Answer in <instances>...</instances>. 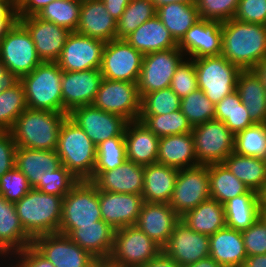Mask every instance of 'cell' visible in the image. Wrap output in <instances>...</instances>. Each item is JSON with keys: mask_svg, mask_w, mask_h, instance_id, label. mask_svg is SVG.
Here are the masks:
<instances>
[{"mask_svg": "<svg viewBox=\"0 0 266 267\" xmlns=\"http://www.w3.org/2000/svg\"><path fill=\"white\" fill-rule=\"evenodd\" d=\"M221 55L241 70L252 69L266 58V25L235 18L222 22Z\"/></svg>", "mask_w": 266, "mask_h": 267, "instance_id": "1", "label": "cell"}, {"mask_svg": "<svg viewBox=\"0 0 266 267\" xmlns=\"http://www.w3.org/2000/svg\"><path fill=\"white\" fill-rule=\"evenodd\" d=\"M67 113L27 108L9 131L17 147L56 150L61 125Z\"/></svg>", "mask_w": 266, "mask_h": 267, "instance_id": "2", "label": "cell"}, {"mask_svg": "<svg viewBox=\"0 0 266 267\" xmlns=\"http://www.w3.org/2000/svg\"><path fill=\"white\" fill-rule=\"evenodd\" d=\"M56 152L61 165L79 181L92 179L96 163V145L69 116L61 125Z\"/></svg>", "mask_w": 266, "mask_h": 267, "instance_id": "3", "label": "cell"}, {"mask_svg": "<svg viewBox=\"0 0 266 267\" xmlns=\"http://www.w3.org/2000/svg\"><path fill=\"white\" fill-rule=\"evenodd\" d=\"M62 203L63 197L32 188L15 206L25 231L35 238L59 232Z\"/></svg>", "mask_w": 266, "mask_h": 267, "instance_id": "4", "label": "cell"}, {"mask_svg": "<svg viewBox=\"0 0 266 267\" xmlns=\"http://www.w3.org/2000/svg\"><path fill=\"white\" fill-rule=\"evenodd\" d=\"M62 75L57 62H41L31 73L21 77L27 108L62 112Z\"/></svg>", "mask_w": 266, "mask_h": 267, "instance_id": "5", "label": "cell"}, {"mask_svg": "<svg viewBox=\"0 0 266 267\" xmlns=\"http://www.w3.org/2000/svg\"><path fill=\"white\" fill-rule=\"evenodd\" d=\"M102 220L99 190L89 180L78 181L63 197L59 233L68 235L79 225H97Z\"/></svg>", "mask_w": 266, "mask_h": 267, "instance_id": "6", "label": "cell"}, {"mask_svg": "<svg viewBox=\"0 0 266 267\" xmlns=\"http://www.w3.org/2000/svg\"><path fill=\"white\" fill-rule=\"evenodd\" d=\"M198 88L214 104L236 90L241 69L224 56H210L194 59Z\"/></svg>", "mask_w": 266, "mask_h": 267, "instance_id": "7", "label": "cell"}, {"mask_svg": "<svg viewBox=\"0 0 266 267\" xmlns=\"http://www.w3.org/2000/svg\"><path fill=\"white\" fill-rule=\"evenodd\" d=\"M161 251L162 248L136 225L127 226L115 231L107 262L116 267H141Z\"/></svg>", "mask_w": 266, "mask_h": 267, "instance_id": "8", "label": "cell"}, {"mask_svg": "<svg viewBox=\"0 0 266 267\" xmlns=\"http://www.w3.org/2000/svg\"><path fill=\"white\" fill-rule=\"evenodd\" d=\"M191 133L200 165L222 163L234 151L235 135L222 121H207L193 127Z\"/></svg>", "mask_w": 266, "mask_h": 267, "instance_id": "9", "label": "cell"}, {"mask_svg": "<svg viewBox=\"0 0 266 267\" xmlns=\"http://www.w3.org/2000/svg\"><path fill=\"white\" fill-rule=\"evenodd\" d=\"M0 60L19 79L31 73L42 62L30 33L19 21L0 42Z\"/></svg>", "mask_w": 266, "mask_h": 267, "instance_id": "10", "label": "cell"}, {"mask_svg": "<svg viewBox=\"0 0 266 267\" xmlns=\"http://www.w3.org/2000/svg\"><path fill=\"white\" fill-rule=\"evenodd\" d=\"M183 57L184 53L178 47L145 54L137 82L140 98L170 87L175 70Z\"/></svg>", "mask_w": 266, "mask_h": 267, "instance_id": "11", "label": "cell"}, {"mask_svg": "<svg viewBox=\"0 0 266 267\" xmlns=\"http://www.w3.org/2000/svg\"><path fill=\"white\" fill-rule=\"evenodd\" d=\"M105 112L137 121L141 112V98L137 83L108 80L103 78L92 104Z\"/></svg>", "mask_w": 266, "mask_h": 267, "instance_id": "12", "label": "cell"}, {"mask_svg": "<svg viewBox=\"0 0 266 267\" xmlns=\"http://www.w3.org/2000/svg\"><path fill=\"white\" fill-rule=\"evenodd\" d=\"M210 198L207 165L199 164L179 170L169 203L179 217Z\"/></svg>", "mask_w": 266, "mask_h": 267, "instance_id": "13", "label": "cell"}, {"mask_svg": "<svg viewBox=\"0 0 266 267\" xmlns=\"http://www.w3.org/2000/svg\"><path fill=\"white\" fill-rule=\"evenodd\" d=\"M143 54L124 39L106 42L100 72L108 80L137 83Z\"/></svg>", "mask_w": 266, "mask_h": 267, "instance_id": "14", "label": "cell"}, {"mask_svg": "<svg viewBox=\"0 0 266 267\" xmlns=\"http://www.w3.org/2000/svg\"><path fill=\"white\" fill-rule=\"evenodd\" d=\"M32 246L55 267H94L99 262L59 232L33 238Z\"/></svg>", "mask_w": 266, "mask_h": 267, "instance_id": "15", "label": "cell"}, {"mask_svg": "<svg viewBox=\"0 0 266 267\" xmlns=\"http://www.w3.org/2000/svg\"><path fill=\"white\" fill-rule=\"evenodd\" d=\"M68 116L84 130L96 146L107 139L124 136L129 122L123 116L105 112L93 105L74 108Z\"/></svg>", "mask_w": 266, "mask_h": 267, "instance_id": "16", "label": "cell"}, {"mask_svg": "<svg viewBox=\"0 0 266 267\" xmlns=\"http://www.w3.org/2000/svg\"><path fill=\"white\" fill-rule=\"evenodd\" d=\"M106 42L71 32L57 61L62 71L100 69Z\"/></svg>", "mask_w": 266, "mask_h": 267, "instance_id": "17", "label": "cell"}, {"mask_svg": "<svg viewBox=\"0 0 266 267\" xmlns=\"http://www.w3.org/2000/svg\"><path fill=\"white\" fill-rule=\"evenodd\" d=\"M162 251L180 266H187L209 257V236L195 232L179 219Z\"/></svg>", "mask_w": 266, "mask_h": 267, "instance_id": "18", "label": "cell"}, {"mask_svg": "<svg viewBox=\"0 0 266 267\" xmlns=\"http://www.w3.org/2000/svg\"><path fill=\"white\" fill-rule=\"evenodd\" d=\"M102 80L100 69L80 72L63 71L62 113L69 114L79 106L92 105Z\"/></svg>", "mask_w": 266, "mask_h": 267, "instance_id": "19", "label": "cell"}, {"mask_svg": "<svg viewBox=\"0 0 266 267\" xmlns=\"http://www.w3.org/2000/svg\"><path fill=\"white\" fill-rule=\"evenodd\" d=\"M18 21L30 33L40 60L57 62L71 32L53 22L42 20L37 15L18 17Z\"/></svg>", "mask_w": 266, "mask_h": 267, "instance_id": "20", "label": "cell"}, {"mask_svg": "<svg viewBox=\"0 0 266 267\" xmlns=\"http://www.w3.org/2000/svg\"><path fill=\"white\" fill-rule=\"evenodd\" d=\"M102 219L115 230L134 226L144 204L142 195L99 190Z\"/></svg>", "mask_w": 266, "mask_h": 267, "instance_id": "21", "label": "cell"}, {"mask_svg": "<svg viewBox=\"0 0 266 267\" xmlns=\"http://www.w3.org/2000/svg\"><path fill=\"white\" fill-rule=\"evenodd\" d=\"M221 45L222 22L200 19L186 32L178 48L196 59L221 55Z\"/></svg>", "mask_w": 266, "mask_h": 267, "instance_id": "22", "label": "cell"}, {"mask_svg": "<svg viewBox=\"0 0 266 267\" xmlns=\"http://www.w3.org/2000/svg\"><path fill=\"white\" fill-rule=\"evenodd\" d=\"M144 166L130 160L103 172H93L90 180L97 190L141 195L143 191Z\"/></svg>", "mask_w": 266, "mask_h": 267, "instance_id": "23", "label": "cell"}, {"mask_svg": "<svg viewBox=\"0 0 266 267\" xmlns=\"http://www.w3.org/2000/svg\"><path fill=\"white\" fill-rule=\"evenodd\" d=\"M179 219L167 203L144 202L136 226L163 249Z\"/></svg>", "mask_w": 266, "mask_h": 267, "instance_id": "24", "label": "cell"}, {"mask_svg": "<svg viewBox=\"0 0 266 267\" xmlns=\"http://www.w3.org/2000/svg\"><path fill=\"white\" fill-rule=\"evenodd\" d=\"M117 20L106 10L102 0L81 1L80 18L75 32L109 42L116 39Z\"/></svg>", "mask_w": 266, "mask_h": 267, "instance_id": "25", "label": "cell"}, {"mask_svg": "<svg viewBox=\"0 0 266 267\" xmlns=\"http://www.w3.org/2000/svg\"><path fill=\"white\" fill-rule=\"evenodd\" d=\"M115 231L102 219L97 221V225H79L67 236L100 262L109 259Z\"/></svg>", "mask_w": 266, "mask_h": 267, "instance_id": "26", "label": "cell"}, {"mask_svg": "<svg viewBox=\"0 0 266 267\" xmlns=\"http://www.w3.org/2000/svg\"><path fill=\"white\" fill-rule=\"evenodd\" d=\"M124 139L127 160L142 166L156 163L160 138L141 121L127 123Z\"/></svg>", "mask_w": 266, "mask_h": 267, "instance_id": "27", "label": "cell"}, {"mask_svg": "<svg viewBox=\"0 0 266 267\" xmlns=\"http://www.w3.org/2000/svg\"><path fill=\"white\" fill-rule=\"evenodd\" d=\"M33 238L25 231L17 216L15 203L0 195V254L8 256L32 245ZM8 254V255H7Z\"/></svg>", "mask_w": 266, "mask_h": 267, "instance_id": "28", "label": "cell"}, {"mask_svg": "<svg viewBox=\"0 0 266 267\" xmlns=\"http://www.w3.org/2000/svg\"><path fill=\"white\" fill-rule=\"evenodd\" d=\"M209 256L222 267H242L247 254L241 231L225 226L209 236Z\"/></svg>", "mask_w": 266, "mask_h": 267, "instance_id": "29", "label": "cell"}, {"mask_svg": "<svg viewBox=\"0 0 266 267\" xmlns=\"http://www.w3.org/2000/svg\"><path fill=\"white\" fill-rule=\"evenodd\" d=\"M156 163L177 168L178 170L199 165L192 133L161 137L159 139Z\"/></svg>", "mask_w": 266, "mask_h": 267, "instance_id": "30", "label": "cell"}, {"mask_svg": "<svg viewBox=\"0 0 266 267\" xmlns=\"http://www.w3.org/2000/svg\"><path fill=\"white\" fill-rule=\"evenodd\" d=\"M179 170L164 164L154 163L144 166V202L170 203Z\"/></svg>", "mask_w": 266, "mask_h": 267, "instance_id": "31", "label": "cell"}, {"mask_svg": "<svg viewBox=\"0 0 266 267\" xmlns=\"http://www.w3.org/2000/svg\"><path fill=\"white\" fill-rule=\"evenodd\" d=\"M124 40L143 55L178 47V43L157 15L140 25Z\"/></svg>", "mask_w": 266, "mask_h": 267, "instance_id": "32", "label": "cell"}, {"mask_svg": "<svg viewBox=\"0 0 266 267\" xmlns=\"http://www.w3.org/2000/svg\"><path fill=\"white\" fill-rule=\"evenodd\" d=\"M262 195L254 190L236 196L223 204L226 226L237 231L247 230L260 218Z\"/></svg>", "mask_w": 266, "mask_h": 267, "instance_id": "33", "label": "cell"}, {"mask_svg": "<svg viewBox=\"0 0 266 267\" xmlns=\"http://www.w3.org/2000/svg\"><path fill=\"white\" fill-rule=\"evenodd\" d=\"M15 166L27 177L32 188H35L47 170L61 166V160L56 150L17 147Z\"/></svg>", "mask_w": 266, "mask_h": 267, "instance_id": "34", "label": "cell"}, {"mask_svg": "<svg viewBox=\"0 0 266 267\" xmlns=\"http://www.w3.org/2000/svg\"><path fill=\"white\" fill-rule=\"evenodd\" d=\"M236 91L252 121L255 124L266 123V91L252 69L240 71Z\"/></svg>", "mask_w": 266, "mask_h": 267, "instance_id": "35", "label": "cell"}, {"mask_svg": "<svg viewBox=\"0 0 266 267\" xmlns=\"http://www.w3.org/2000/svg\"><path fill=\"white\" fill-rule=\"evenodd\" d=\"M222 163L250 190H254L260 195L265 192V159L243 156L233 151Z\"/></svg>", "mask_w": 266, "mask_h": 267, "instance_id": "36", "label": "cell"}, {"mask_svg": "<svg viewBox=\"0 0 266 267\" xmlns=\"http://www.w3.org/2000/svg\"><path fill=\"white\" fill-rule=\"evenodd\" d=\"M180 219L195 232L208 236L226 226L223 204L211 198L186 212Z\"/></svg>", "mask_w": 266, "mask_h": 267, "instance_id": "37", "label": "cell"}, {"mask_svg": "<svg viewBox=\"0 0 266 267\" xmlns=\"http://www.w3.org/2000/svg\"><path fill=\"white\" fill-rule=\"evenodd\" d=\"M156 15L160 18L163 25L171 33L177 43H179L186 32L200 20L196 4L169 3L158 7Z\"/></svg>", "mask_w": 266, "mask_h": 267, "instance_id": "38", "label": "cell"}, {"mask_svg": "<svg viewBox=\"0 0 266 267\" xmlns=\"http://www.w3.org/2000/svg\"><path fill=\"white\" fill-rule=\"evenodd\" d=\"M207 166L211 199L224 204L250 190L223 163H213Z\"/></svg>", "mask_w": 266, "mask_h": 267, "instance_id": "39", "label": "cell"}, {"mask_svg": "<svg viewBox=\"0 0 266 267\" xmlns=\"http://www.w3.org/2000/svg\"><path fill=\"white\" fill-rule=\"evenodd\" d=\"M215 120L222 121L234 135L255 124L236 90L215 104Z\"/></svg>", "mask_w": 266, "mask_h": 267, "instance_id": "40", "label": "cell"}, {"mask_svg": "<svg viewBox=\"0 0 266 267\" xmlns=\"http://www.w3.org/2000/svg\"><path fill=\"white\" fill-rule=\"evenodd\" d=\"M81 1L54 0L47 4L37 16L45 21L53 22L70 32H75L79 23Z\"/></svg>", "mask_w": 266, "mask_h": 267, "instance_id": "41", "label": "cell"}, {"mask_svg": "<svg viewBox=\"0 0 266 267\" xmlns=\"http://www.w3.org/2000/svg\"><path fill=\"white\" fill-rule=\"evenodd\" d=\"M156 10L151 0H131L117 20L116 39H125L140 25L154 17Z\"/></svg>", "mask_w": 266, "mask_h": 267, "instance_id": "42", "label": "cell"}, {"mask_svg": "<svg viewBox=\"0 0 266 267\" xmlns=\"http://www.w3.org/2000/svg\"><path fill=\"white\" fill-rule=\"evenodd\" d=\"M27 109L25 93L19 81L0 94V132H9L16 119Z\"/></svg>", "mask_w": 266, "mask_h": 267, "instance_id": "43", "label": "cell"}, {"mask_svg": "<svg viewBox=\"0 0 266 267\" xmlns=\"http://www.w3.org/2000/svg\"><path fill=\"white\" fill-rule=\"evenodd\" d=\"M138 120L159 138L192 131V126L180 109L166 115H140Z\"/></svg>", "mask_w": 266, "mask_h": 267, "instance_id": "44", "label": "cell"}, {"mask_svg": "<svg viewBox=\"0 0 266 267\" xmlns=\"http://www.w3.org/2000/svg\"><path fill=\"white\" fill-rule=\"evenodd\" d=\"M234 152L243 156L266 158V123H256L235 135Z\"/></svg>", "mask_w": 266, "mask_h": 267, "instance_id": "45", "label": "cell"}, {"mask_svg": "<svg viewBox=\"0 0 266 267\" xmlns=\"http://www.w3.org/2000/svg\"><path fill=\"white\" fill-rule=\"evenodd\" d=\"M180 110L192 128L215 119V104L199 88L181 99Z\"/></svg>", "mask_w": 266, "mask_h": 267, "instance_id": "46", "label": "cell"}, {"mask_svg": "<svg viewBox=\"0 0 266 267\" xmlns=\"http://www.w3.org/2000/svg\"><path fill=\"white\" fill-rule=\"evenodd\" d=\"M96 163L93 172H103L122 165L126 158L124 136L107 139L96 146Z\"/></svg>", "mask_w": 266, "mask_h": 267, "instance_id": "47", "label": "cell"}, {"mask_svg": "<svg viewBox=\"0 0 266 267\" xmlns=\"http://www.w3.org/2000/svg\"><path fill=\"white\" fill-rule=\"evenodd\" d=\"M181 99L168 87L141 98L140 115H166L180 109Z\"/></svg>", "mask_w": 266, "mask_h": 267, "instance_id": "48", "label": "cell"}, {"mask_svg": "<svg viewBox=\"0 0 266 267\" xmlns=\"http://www.w3.org/2000/svg\"><path fill=\"white\" fill-rule=\"evenodd\" d=\"M78 181L64 165H61L55 170H47L35 189L42 193L64 197Z\"/></svg>", "mask_w": 266, "mask_h": 267, "instance_id": "49", "label": "cell"}, {"mask_svg": "<svg viewBox=\"0 0 266 267\" xmlns=\"http://www.w3.org/2000/svg\"><path fill=\"white\" fill-rule=\"evenodd\" d=\"M239 0H196L200 19L228 21L234 18Z\"/></svg>", "mask_w": 266, "mask_h": 267, "instance_id": "50", "label": "cell"}, {"mask_svg": "<svg viewBox=\"0 0 266 267\" xmlns=\"http://www.w3.org/2000/svg\"><path fill=\"white\" fill-rule=\"evenodd\" d=\"M31 189L27 177L16 166L0 177V195L9 202H18Z\"/></svg>", "mask_w": 266, "mask_h": 267, "instance_id": "51", "label": "cell"}, {"mask_svg": "<svg viewBox=\"0 0 266 267\" xmlns=\"http://www.w3.org/2000/svg\"><path fill=\"white\" fill-rule=\"evenodd\" d=\"M170 88L180 99H183L198 89L194 59L188 58L186 60L184 58V60H182L175 70Z\"/></svg>", "mask_w": 266, "mask_h": 267, "instance_id": "52", "label": "cell"}, {"mask_svg": "<svg viewBox=\"0 0 266 267\" xmlns=\"http://www.w3.org/2000/svg\"><path fill=\"white\" fill-rule=\"evenodd\" d=\"M241 234L247 256L266 254V223L261 217Z\"/></svg>", "mask_w": 266, "mask_h": 267, "instance_id": "53", "label": "cell"}, {"mask_svg": "<svg viewBox=\"0 0 266 267\" xmlns=\"http://www.w3.org/2000/svg\"><path fill=\"white\" fill-rule=\"evenodd\" d=\"M235 19L266 25V0H239Z\"/></svg>", "mask_w": 266, "mask_h": 267, "instance_id": "54", "label": "cell"}, {"mask_svg": "<svg viewBox=\"0 0 266 267\" xmlns=\"http://www.w3.org/2000/svg\"><path fill=\"white\" fill-rule=\"evenodd\" d=\"M17 145L10 132H0V177L15 167Z\"/></svg>", "mask_w": 266, "mask_h": 267, "instance_id": "55", "label": "cell"}, {"mask_svg": "<svg viewBox=\"0 0 266 267\" xmlns=\"http://www.w3.org/2000/svg\"><path fill=\"white\" fill-rule=\"evenodd\" d=\"M13 255H16L20 259L16 261L18 263L14 267H55L52 262L47 260L32 245L27 246Z\"/></svg>", "mask_w": 266, "mask_h": 267, "instance_id": "56", "label": "cell"}, {"mask_svg": "<svg viewBox=\"0 0 266 267\" xmlns=\"http://www.w3.org/2000/svg\"><path fill=\"white\" fill-rule=\"evenodd\" d=\"M54 0H20L17 3L18 17L37 15L47 4Z\"/></svg>", "mask_w": 266, "mask_h": 267, "instance_id": "57", "label": "cell"}, {"mask_svg": "<svg viewBox=\"0 0 266 267\" xmlns=\"http://www.w3.org/2000/svg\"><path fill=\"white\" fill-rule=\"evenodd\" d=\"M20 79L10 72L4 63L0 60V94L6 89L15 86Z\"/></svg>", "mask_w": 266, "mask_h": 267, "instance_id": "58", "label": "cell"}, {"mask_svg": "<svg viewBox=\"0 0 266 267\" xmlns=\"http://www.w3.org/2000/svg\"><path fill=\"white\" fill-rule=\"evenodd\" d=\"M105 4L107 12L116 20H118L125 8L131 0H102Z\"/></svg>", "mask_w": 266, "mask_h": 267, "instance_id": "59", "label": "cell"}, {"mask_svg": "<svg viewBox=\"0 0 266 267\" xmlns=\"http://www.w3.org/2000/svg\"><path fill=\"white\" fill-rule=\"evenodd\" d=\"M141 267H182L173 258L161 251L155 258Z\"/></svg>", "mask_w": 266, "mask_h": 267, "instance_id": "60", "label": "cell"}, {"mask_svg": "<svg viewBox=\"0 0 266 267\" xmlns=\"http://www.w3.org/2000/svg\"><path fill=\"white\" fill-rule=\"evenodd\" d=\"M0 19H18L15 0H0Z\"/></svg>", "mask_w": 266, "mask_h": 267, "instance_id": "61", "label": "cell"}, {"mask_svg": "<svg viewBox=\"0 0 266 267\" xmlns=\"http://www.w3.org/2000/svg\"><path fill=\"white\" fill-rule=\"evenodd\" d=\"M242 267H266V254L247 256Z\"/></svg>", "mask_w": 266, "mask_h": 267, "instance_id": "62", "label": "cell"}, {"mask_svg": "<svg viewBox=\"0 0 266 267\" xmlns=\"http://www.w3.org/2000/svg\"><path fill=\"white\" fill-rule=\"evenodd\" d=\"M253 72L259 77L266 91V58L259 61L253 68Z\"/></svg>", "mask_w": 266, "mask_h": 267, "instance_id": "63", "label": "cell"}, {"mask_svg": "<svg viewBox=\"0 0 266 267\" xmlns=\"http://www.w3.org/2000/svg\"><path fill=\"white\" fill-rule=\"evenodd\" d=\"M18 19H0V42Z\"/></svg>", "mask_w": 266, "mask_h": 267, "instance_id": "64", "label": "cell"}, {"mask_svg": "<svg viewBox=\"0 0 266 267\" xmlns=\"http://www.w3.org/2000/svg\"><path fill=\"white\" fill-rule=\"evenodd\" d=\"M182 267H222L212 257L201 259L193 264Z\"/></svg>", "mask_w": 266, "mask_h": 267, "instance_id": "65", "label": "cell"}, {"mask_svg": "<svg viewBox=\"0 0 266 267\" xmlns=\"http://www.w3.org/2000/svg\"><path fill=\"white\" fill-rule=\"evenodd\" d=\"M154 3L155 8L157 9L160 6L167 5L169 3H186V4H196V0H151Z\"/></svg>", "mask_w": 266, "mask_h": 267, "instance_id": "66", "label": "cell"}, {"mask_svg": "<svg viewBox=\"0 0 266 267\" xmlns=\"http://www.w3.org/2000/svg\"><path fill=\"white\" fill-rule=\"evenodd\" d=\"M260 217L266 223V203L263 200H262V203H261Z\"/></svg>", "mask_w": 266, "mask_h": 267, "instance_id": "67", "label": "cell"}, {"mask_svg": "<svg viewBox=\"0 0 266 267\" xmlns=\"http://www.w3.org/2000/svg\"><path fill=\"white\" fill-rule=\"evenodd\" d=\"M94 267H116V266H112L107 261H100Z\"/></svg>", "mask_w": 266, "mask_h": 267, "instance_id": "68", "label": "cell"}, {"mask_svg": "<svg viewBox=\"0 0 266 267\" xmlns=\"http://www.w3.org/2000/svg\"><path fill=\"white\" fill-rule=\"evenodd\" d=\"M262 200L266 203V190H265V192L262 194Z\"/></svg>", "mask_w": 266, "mask_h": 267, "instance_id": "69", "label": "cell"}]
</instances>
